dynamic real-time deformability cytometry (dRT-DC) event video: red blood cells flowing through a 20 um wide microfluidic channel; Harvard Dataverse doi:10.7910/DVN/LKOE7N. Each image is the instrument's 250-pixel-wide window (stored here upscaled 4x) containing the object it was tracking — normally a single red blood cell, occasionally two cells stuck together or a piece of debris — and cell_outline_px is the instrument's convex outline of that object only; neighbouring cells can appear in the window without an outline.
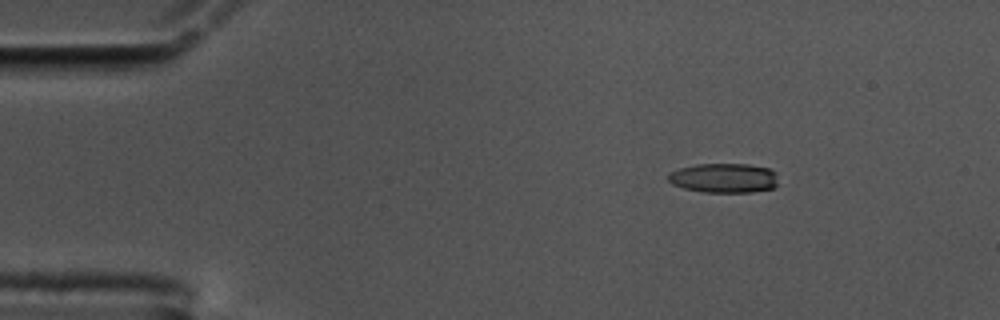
{"species": "common noctule bat (a hibernating species)", "species_latin": "Nyctalus noctula", "temperature_condition": "cold", "stored_images_in_passage": 51, "camera_frame_rate_fps": 3000, "um_per_image_px": 0.085, "animal": {"sex": "male", "body_mass_g": 17.5, "forearm_length_mm": 52.3}, "frame": {"image": 1, "passage_image": 1, "time_ms": 0.0, "image_size_px": [1000, 320], "cell_outline_px": [[776, 184], [772, 188], [752, 192], [704, 192], [684, 188], [672, 184], [668, 180], [668, 172], [680, 168], [696, 164], [748, 164], [768, 168], [776, 172]], "centroid_in_image_um": [61.51, 15.12], "position_along_channel_um": 23.5, "area_um2": 18.9}}
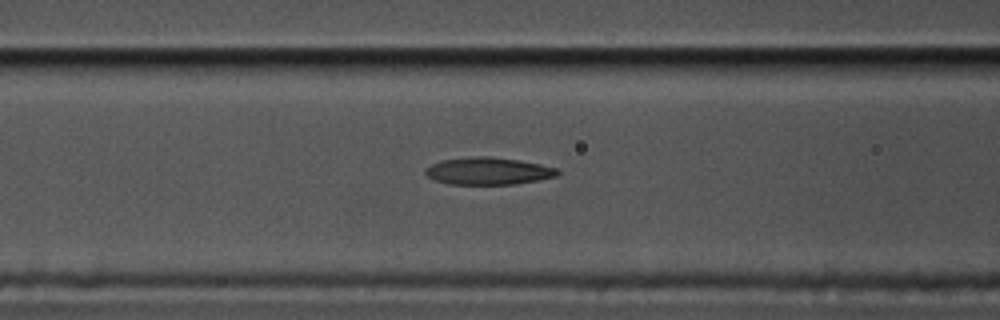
{"frame": {"image": 2, "passage_image": 16, "time_ms": 5.0, "image_size_px": [1000, 320], "cell_outline_px": [[560, 172], [556, 176], [540, 180], [516, 184], [452, 184], [436, 180], [428, 176], [424, 172], [424, 168], [432, 164], [444, 160], [476, 156], [488, 156], [516, 160], [540, 164], [556, 168]], "centroid_in_image_um": [41.51, 14.54], "position_along_channel_um": 125.1, "area_um2": 20.75}}
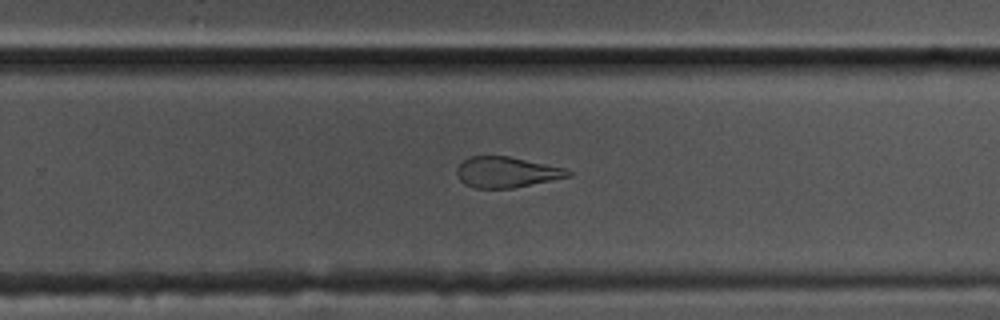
{"frame": {"image": 3, "passage_image": 30, "time_ms": 9.667, "image_size_px": [1000, 320], "cell_outline_px": [[572, 176], [512, 188], [476, 188], [464, 184], [456, 176], [456, 168], [464, 160], [472, 156], [508, 156], [564, 168], [572, 172]], "centroid_in_image_um": [43.02, 14.64], "position_along_channel_um": 286.8, "area_um2": 19.77}, "authors_computed_cell_mechanics": {"area_um2": 21.097, "velocity_mm_per_s": 3.4675, "shape_relaxation_time_tau1_ms": 8.5613, "shape_relaxation_time_tau2_ms": 2.6268, "deformation_change_tau1": 0.2683, "deformation_change_tau2": 0.1258}}